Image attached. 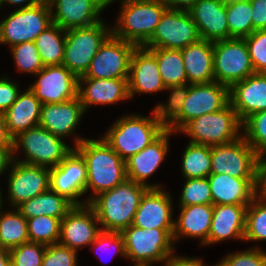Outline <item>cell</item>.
Instances as JSON below:
<instances>
[{"mask_svg":"<svg viewBox=\"0 0 266 266\" xmlns=\"http://www.w3.org/2000/svg\"><path fill=\"white\" fill-rule=\"evenodd\" d=\"M75 149L81 154L87 165L86 193L92 195L86 203L99 193L113 189L127 179L126 161H124L103 138L98 140L75 138Z\"/></svg>","mask_w":266,"mask_h":266,"instance_id":"cell-1","label":"cell"},{"mask_svg":"<svg viewBox=\"0 0 266 266\" xmlns=\"http://www.w3.org/2000/svg\"><path fill=\"white\" fill-rule=\"evenodd\" d=\"M148 186L126 179L113 189L95 196L89 205L94 209L102 231L121 232L134 220Z\"/></svg>","mask_w":266,"mask_h":266,"instance_id":"cell-2","label":"cell"},{"mask_svg":"<svg viewBox=\"0 0 266 266\" xmlns=\"http://www.w3.org/2000/svg\"><path fill=\"white\" fill-rule=\"evenodd\" d=\"M166 128L155 118L139 115L123 116L102 137L126 161L155 141Z\"/></svg>","mask_w":266,"mask_h":266,"instance_id":"cell-3","label":"cell"},{"mask_svg":"<svg viewBox=\"0 0 266 266\" xmlns=\"http://www.w3.org/2000/svg\"><path fill=\"white\" fill-rule=\"evenodd\" d=\"M121 7L112 34L136 46H143L152 37L167 9L162 0H126Z\"/></svg>","mask_w":266,"mask_h":266,"instance_id":"cell-4","label":"cell"},{"mask_svg":"<svg viewBox=\"0 0 266 266\" xmlns=\"http://www.w3.org/2000/svg\"><path fill=\"white\" fill-rule=\"evenodd\" d=\"M174 229H144L130 225L120 232L124 240L126 258L135 265H150L162 262L165 266L171 258L174 247Z\"/></svg>","mask_w":266,"mask_h":266,"instance_id":"cell-5","label":"cell"},{"mask_svg":"<svg viewBox=\"0 0 266 266\" xmlns=\"http://www.w3.org/2000/svg\"><path fill=\"white\" fill-rule=\"evenodd\" d=\"M242 127L236 111L228 103L221 110L196 117L186 123L180 130L191 137L190 142L207 146L228 144L241 136Z\"/></svg>","mask_w":266,"mask_h":266,"instance_id":"cell-6","label":"cell"},{"mask_svg":"<svg viewBox=\"0 0 266 266\" xmlns=\"http://www.w3.org/2000/svg\"><path fill=\"white\" fill-rule=\"evenodd\" d=\"M104 22L88 27L66 30L62 65L67 67L78 78L85 75L91 60L105 40L112 34V28H107Z\"/></svg>","mask_w":266,"mask_h":266,"instance_id":"cell-7","label":"cell"},{"mask_svg":"<svg viewBox=\"0 0 266 266\" xmlns=\"http://www.w3.org/2000/svg\"><path fill=\"white\" fill-rule=\"evenodd\" d=\"M211 173L262 178V158L241 136L231 143L211 146Z\"/></svg>","mask_w":266,"mask_h":266,"instance_id":"cell-8","label":"cell"},{"mask_svg":"<svg viewBox=\"0 0 266 266\" xmlns=\"http://www.w3.org/2000/svg\"><path fill=\"white\" fill-rule=\"evenodd\" d=\"M62 139L40 126L28 129L14 138L13 153L22 148L26 158L16 161L53 168L74 149L66 145Z\"/></svg>","mask_w":266,"mask_h":266,"instance_id":"cell-9","label":"cell"},{"mask_svg":"<svg viewBox=\"0 0 266 266\" xmlns=\"http://www.w3.org/2000/svg\"><path fill=\"white\" fill-rule=\"evenodd\" d=\"M51 24L48 0L32 7H20L0 22V43L12 47L24 42H35L37 36Z\"/></svg>","mask_w":266,"mask_h":266,"instance_id":"cell-10","label":"cell"},{"mask_svg":"<svg viewBox=\"0 0 266 266\" xmlns=\"http://www.w3.org/2000/svg\"><path fill=\"white\" fill-rule=\"evenodd\" d=\"M214 79L228 88L255 73L244 38L213 42Z\"/></svg>","mask_w":266,"mask_h":266,"instance_id":"cell-11","label":"cell"},{"mask_svg":"<svg viewBox=\"0 0 266 266\" xmlns=\"http://www.w3.org/2000/svg\"><path fill=\"white\" fill-rule=\"evenodd\" d=\"M201 39L189 11L167 8L145 48L183 49Z\"/></svg>","mask_w":266,"mask_h":266,"instance_id":"cell-12","label":"cell"},{"mask_svg":"<svg viewBox=\"0 0 266 266\" xmlns=\"http://www.w3.org/2000/svg\"><path fill=\"white\" fill-rule=\"evenodd\" d=\"M228 103L229 88L227 86L216 81L190 84L181 114L166 129L176 133L192 119L217 112Z\"/></svg>","mask_w":266,"mask_h":266,"instance_id":"cell-13","label":"cell"},{"mask_svg":"<svg viewBox=\"0 0 266 266\" xmlns=\"http://www.w3.org/2000/svg\"><path fill=\"white\" fill-rule=\"evenodd\" d=\"M135 48L134 43L111 34L91 60L85 75L79 78H128L130 59Z\"/></svg>","mask_w":266,"mask_h":266,"instance_id":"cell-14","label":"cell"},{"mask_svg":"<svg viewBox=\"0 0 266 266\" xmlns=\"http://www.w3.org/2000/svg\"><path fill=\"white\" fill-rule=\"evenodd\" d=\"M30 90L41 104L63 103L78 97V77L64 65L44 66Z\"/></svg>","mask_w":266,"mask_h":266,"instance_id":"cell-15","label":"cell"},{"mask_svg":"<svg viewBox=\"0 0 266 266\" xmlns=\"http://www.w3.org/2000/svg\"><path fill=\"white\" fill-rule=\"evenodd\" d=\"M87 165L74 148L57 166L50 168V188L74 205H85L79 197L86 193Z\"/></svg>","mask_w":266,"mask_h":266,"instance_id":"cell-16","label":"cell"},{"mask_svg":"<svg viewBox=\"0 0 266 266\" xmlns=\"http://www.w3.org/2000/svg\"><path fill=\"white\" fill-rule=\"evenodd\" d=\"M8 179V198L12 206L38 196L50 188V168L13 160Z\"/></svg>","mask_w":266,"mask_h":266,"instance_id":"cell-17","label":"cell"},{"mask_svg":"<svg viewBox=\"0 0 266 266\" xmlns=\"http://www.w3.org/2000/svg\"><path fill=\"white\" fill-rule=\"evenodd\" d=\"M94 209L89 205H75L61 220L59 244L79 250L91 245L102 231Z\"/></svg>","mask_w":266,"mask_h":266,"instance_id":"cell-18","label":"cell"},{"mask_svg":"<svg viewBox=\"0 0 266 266\" xmlns=\"http://www.w3.org/2000/svg\"><path fill=\"white\" fill-rule=\"evenodd\" d=\"M207 178L212 205L250 204L262 188V178H236L227 173H211Z\"/></svg>","mask_w":266,"mask_h":266,"instance_id":"cell-19","label":"cell"},{"mask_svg":"<svg viewBox=\"0 0 266 266\" xmlns=\"http://www.w3.org/2000/svg\"><path fill=\"white\" fill-rule=\"evenodd\" d=\"M129 98L135 93H153L166 89L160 76L156 56L143 46H136L129 65Z\"/></svg>","mask_w":266,"mask_h":266,"instance_id":"cell-20","label":"cell"},{"mask_svg":"<svg viewBox=\"0 0 266 266\" xmlns=\"http://www.w3.org/2000/svg\"><path fill=\"white\" fill-rule=\"evenodd\" d=\"M172 199L162 188H149L141 198L132 225L144 229H174Z\"/></svg>","mask_w":266,"mask_h":266,"instance_id":"cell-21","label":"cell"},{"mask_svg":"<svg viewBox=\"0 0 266 266\" xmlns=\"http://www.w3.org/2000/svg\"><path fill=\"white\" fill-rule=\"evenodd\" d=\"M52 23L63 30L88 27L99 22V14L105 7L99 0H48ZM55 7V11L53 9Z\"/></svg>","mask_w":266,"mask_h":266,"instance_id":"cell-22","label":"cell"},{"mask_svg":"<svg viewBox=\"0 0 266 266\" xmlns=\"http://www.w3.org/2000/svg\"><path fill=\"white\" fill-rule=\"evenodd\" d=\"M229 103L243 122L251 114L266 110V74L254 73L229 88Z\"/></svg>","mask_w":266,"mask_h":266,"instance_id":"cell-23","label":"cell"},{"mask_svg":"<svg viewBox=\"0 0 266 266\" xmlns=\"http://www.w3.org/2000/svg\"><path fill=\"white\" fill-rule=\"evenodd\" d=\"M188 11L201 39L211 42L229 39L226 0H198Z\"/></svg>","mask_w":266,"mask_h":266,"instance_id":"cell-24","label":"cell"},{"mask_svg":"<svg viewBox=\"0 0 266 266\" xmlns=\"http://www.w3.org/2000/svg\"><path fill=\"white\" fill-rule=\"evenodd\" d=\"M172 133L171 130L166 129L150 145L126 160L127 179L149 188H160V185L146 184L145 180L158 169L165 159L169 146L168 139Z\"/></svg>","mask_w":266,"mask_h":266,"instance_id":"cell-25","label":"cell"},{"mask_svg":"<svg viewBox=\"0 0 266 266\" xmlns=\"http://www.w3.org/2000/svg\"><path fill=\"white\" fill-rule=\"evenodd\" d=\"M85 110L78 97L63 103L43 104L39 126L64 138L77 128Z\"/></svg>","mask_w":266,"mask_h":266,"instance_id":"cell-26","label":"cell"},{"mask_svg":"<svg viewBox=\"0 0 266 266\" xmlns=\"http://www.w3.org/2000/svg\"><path fill=\"white\" fill-rule=\"evenodd\" d=\"M128 78H78V98L84 110L94 104L106 105L128 100ZM85 83V84H84ZM86 85L87 87L83 86Z\"/></svg>","mask_w":266,"mask_h":266,"instance_id":"cell-27","label":"cell"},{"mask_svg":"<svg viewBox=\"0 0 266 266\" xmlns=\"http://www.w3.org/2000/svg\"><path fill=\"white\" fill-rule=\"evenodd\" d=\"M249 204L213 205L208 245L229 238L244 240L246 210Z\"/></svg>","mask_w":266,"mask_h":266,"instance_id":"cell-28","label":"cell"},{"mask_svg":"<svg viewBox=\"0 0 266 266\" xmlns=\"http://www.w3.org/2000/svg\"><path fill=\"white\" fill-rule=\"evenodd\" d=\"M181 213L177 221H174V243L181 236L202 238V245H208V236L213 218L212 204H197L180 206Z\"/></svg>","mask_w":266,"mask_h":266,"instance_id":"cell-29","label":"cell"},{"mask_svg":"<svg viewBox=\"0 0 266 266\" xmlns=\"http://www.w3.org/2000/svg\"><path fill=\"white\" fill-rule=\"evenodd\" d=\"M181 53L189 85L215 81L213 42L200 39L181 49Z\"/></svg>","mask_w":266,"mask_h":266,"instance_id":"cell-30","label":"cell"},{"mask_svg":"<svg viewBox=\"0 0 266 266\" xmlns=\"http://www.w3.org/2000/svg\"><path fill=\"white\" fill-rule=\"evenodd\" d=\"M42 104L28 88L19 93L17 100L3 114L9 133L13 138L20 133L39 126Z\"/></svg>","mask_w":266,"mask_h":266,"instance_id":"cell-31","label":"cell"},{"mask_svg":"<svg viewBox=\"0 0 266 266\" xmlns=\"http://www.w3.org/2000/svg\"><path fill=\"white\" fill-rule=\"evenodd\" d=\"M74 206L65 196L49 188L38 196L21 203L16 209L26 219L46 215L62 220Z\"/></svg>","mask_w":266,"mask_h":266,"instance_id":"cell-32","label":"cell"},{"mask_svg":"<svg viewBox=\"0 0 266 266\" xmlns=\"http://www.w3.org/2000/svg\"><path fill=\"white\" fill-rule=\"evenodd\" d=\"M155 56L165 87L188 83L184 60L179 49L148 48Z\"/></svg>","mask_w":266,"mask_h":266,"instance_id":"cell-33","label":"cell"},{"mask_svg":"<svg viewBox=\"0 0 266 266\" xmlns=\"http://www.w3.org/2000/svg\"><path fill=\"white\" fill-rule=\"evenodd\" d=\"M65 35L66 30L52 23L37 36L35 44L44 66L62 65L65 51Z\"/></svg>","mask_w":266,"mask_h":266,"instance_id":"cell-34","label":"cell"},{"mask_svg":"<svg viewBox=\"0 0 266 266\" xmlns=\"http://www.w3.org/2000/svg\"><path fill=\"white\" fill-rule=\"evenodd\" d=\"M29 242L27 219L16 209L0 211V248L10 250Z\"/></svg>","mask_w":266,"mask_h":266,"instance_id":"cell-35","label":"cell"},{"mask_svg":"<svg viewBox=\"0 0 266 266\" xmlns=\"http://www.w3.org/2000/svg\"><path fill=\"white\" fill-rule=\"evenodd\" d=\"M181 164L186 179L207 178L211 174V146L189 142Z\"/></svg>","mask_w":266,"mask_h":266,"instance_id":"cell-36","label":"cell"},{"mask_svg":"<svg viewBox=\"0 0 266 266\" xmlns=\"http://www.w3.org/2000/svg\"><path fill=\"white\" fill-rule=\"evenodd\" d=\"M251 12L252 6L249 0H226L229 39L244 38L255 31Z\"/></svg>","mask_w":266,"mask_h":266,"instance_id":"cell-37","label":"cell"},{"mask_svg":"<svg viewBox=\"0 0 266 266\" xmlns=\"http://www.w3.org/2000/svg\"><path fill=\"white\" fill-rule=\"evenodd\" d=\"M244 240H266V194L262 191L247 206Z\"/></svg>","mask_w":266,"mask_h":266,"instance_id":"cell-38","label":"cell"},{"mask_svg":"<svg viewBox=\"0 0 266 266\" xmlns=\"http://www.w3.org/2000/svg\"><path fill=\"white\" fill-rule=\"evenodd\" d=\"M27 229L30 242L57 244L60 239L61 219L46 215L29 218Z\"/></svg>","mask_w":266,"mask_h":266,"instance_id":"cell-39","label":"cell"},{"mask_svg":"<svg viewBox=\"0 0 266 266\" xmlns=\"http://www.w3.org/2000/svg\"><path fill=\"white\" fill-rule=\"evenodd\" d=\"M243 137L263 159L266 155V110L251 114L242 122Z\"/></svg>","mask_w":266,"mask_h":266,"instance_id":"cell-40","label":"cell"},{"mask_svg":"<svg viewBox=\"0 0 266 266\" xmlns=\"http://www.w3.org/2000/svg\"><path fill=\"white\" fill-rule=\"evenodd\" d=\"M171 90L168 103H159L153 110L155 118L167 128L180 114L188 96V84L166 87Z\"/></svg>","mask_w":266,"mask_h":266,"instance_id":"cell-41","label":"cell"},{"mask_svg":"<svg viewBox=\"0 0 266 266\" xmlns=\"http://www.w3.org/2000/svg\"><path fill=\"white\" fill-rule=\"evenodd\" d=\"M14 62L19 71L37 74L43 67L35 42H24L11 47Z\"/></svg>","mask_w":266,"mask_h":266,"instance_id":"cell-42","label":"cell"},{"mask_svg":"<svg viewBox=\"0 0 266 266\" xmlns=\"http://www.w3.org/2000/svg\"><path fill=\"white\" fill-rule=\"evenodd\" d=\"M179 200V206L212 204V195L208 178L186 179Z\"/></svg>","mask_w":266,"mask_h":266,"instance_id":"cell-43","label":"cell"},{"mask_svg":"<svg viewBox=\"0 0 266 266\" xmlns=\"http://www.w3.org/2000/svg\"><path fill=\"white\" fill-rule=\"evenodd\" d=\"M46 245L26 242L10 249L11 266H42Z\"/></svg>","mask_w":266,"mask_h":266,"instance_id":"cell-44","label":"cell"},{"mask_svg":"<svg viewBox=\"0 0 266 266\" xmlns=\"http://www.w3.org/2000/svg\"><path fill=\"white\" fill-rule=\"evenodd\" d=\"M255 73L266 74V29L244 37Z\"/></svg>","mask_w":266,"mask_h":266,"instance_id":"cell-45","label":"cell"},{"mask_svg":"<svg viewBox=\"0 0 266 266\" xmlns=\"http://www.w3.org/2000/svg\"><path fill=\"white\" fill-rule=\"evenodd\" d=\"M42 266H77V251L59 243L46 245Z\"/></svg>","mask_w":266,"mask_h":266,"instance_id":"cell-46","label":"cell"},{"mask_svg":"<svg viewBox=\"0 0 266 266\" xmlns=\"http://www.w3.org/2000/svg\"><path fill=\"white\" fill-rule=\"evenodd\" d=\"M223 259L230 266H266V252L258 247L228 254Z\"/></svg>","mask_w":266,"mask_h":266,"instance_id":"cell-47","label":"cell"},{"mask_svg":"<svg viewBox=\"0 0 266 266\" xmlns=\"http://www.w3.org/2000/svg\"><path fill=\"white\" fill-rule=\"evenodd\" d=\"M91 246L95 248L98 247L100 250L105 248V250H107L111 246V249L115 250L123 257H126L124 240L120 232L101 231Z\"/></svg>","mask_w":266,"mask_h":266,"instance_id":"cell-48","label":"cell"},{"mask_svg":"<svg viewBox=\"0 0 266 266\" xmlns=\"http://www.w3.org/2000/svg\"><path fill=\"white\" fill-rule=\"evenodd\" d=\"M21 91L8 77L0 78V113L4 114L17 100Z\"/></svg>","mask_w":266,"mask_h":266,"instance_id":"cell-49","label":"cell"},{"mask_svg":"<svg viewBox=\"0 0 266 266\" xmlns=\"http://www.w3.org/2000/svg\"><path fill=\"white\" fill-rule=\"evenodd\" d=\"M251 18L254 30L266 29V0L251 1Z\"/></svg>","mask_w":266,"mask_h":266,"instance_id":"cell-50","label":"cell"},{"mask_svg":"<svg viewBox=\"0 0 266 266\" xmlns=\"http://www.w3.org/2000/svg\"><path fill=\"white\" fill-rule=\"evenodd\" d=\"M14 147V138L8 131L4 115L0 113V148Z\"/></svg>","mask_w":266,"mask_h":266,"instance_id":"cell-51","label":"cell"},{"mask_svg":"<svg viewBox=\"0 0 266 266\" xmlns=\"http://www.w3.org/2000/svg\"><path fill=\"white\" fill-rule=\"evenodd\" d=\"M14 147H1L0 148V175L4 173V171L8 170V167L11 166L14 160Z\"/></svg>","mask_w":266,"mask_h":266,"instance_id":"cell-52","label":"cell"},{"mask_svg":"<svg viewBox=\"0 0 266 266\" xmlns=\"http://www.w3.org/2000/svg\"><path fill=\"white\" fill-rule=\"evenodd\" d=\"M165 266H204L198 258H183L172 255Z\"/></svg>","mask_w":266,"mask_h":266,"instance_id":"cell-53","label":"cell"},{"mask_svg":"<svg viewBox=\"0 0 266 266\" xmlns=\"http://www.w3.org/2000/svg\"><path fill=\"white\" fill-rule=\"evenodd\" d=\"M167 8L188 11L198 0H162Z\"/></svg>","mask_w":266,"mask_h":266,"instance_id":"cell-54","label":"cell"},{"mask_svg":"<svg viewBox=\"0 0 266 266\" xmlns=\"http://www.w3.org/2000/svg\"><path fill=\"white\" fill-rule=\"evenodd\" d=\"M42 1L43 0H3L4 3L10 4V5L12 4L13 6L17 4L20 5L21 3L27 2L25 5L22 6V8H28V7L35 6Z\"/></svg>","mask_w":266,"mask_h":266,"instance_id":"cell-55","label":"cell"},{"mask_svg":"<svg viewBox=\"0 0 266 266\" xmlns=\"http://www.w3.org/2000/svg\"><path fill=\"white\" fill-rule=\"evenodd\" d=\"M0 266H11L10 251L0 248Z\"/></svg>","mask_w":266,"mask_h":266,"instance_id":"cell-56","label":"cell"},{"mask_svg":"<svg viewBox=\"0 0 266 266\" xmlns=\"http://www.w3.org/2000/svg\"><path fill=\"white\" fill-rule=\"evenodd\" d=\"M261 191L266 194V161H262V188Z\"/></svg>","mask_w":266,"mask_h":266,"instance_id":"cell-57","label":"cell"},{"mask_svg":"<svg viewBox=\"0 0 266 266\" xmlns=\"http://www.w3.org/2000/svg\"><path fill=\"white\" fill-rule=\"evenodd\" d=\"M101 2V4L106 8L109 4H111L112 2H114L115 0H99ZM122 1H126V0H122Z\"/></svg>","mask_w":266,"mask_h":266,"instance_id":"cell-58","label":"cell"},{"mask_svg":"<svg viewBox=\"0 0 266 266\" xmlns=\"http://www.w3.org/2000/svg\"><path fill=\"white\" fill-rule=\"evenodd\" d=\"M215 266H230V265L223 259L218 264H216Z\"/></svg>","mask_w":266,"mask_h":266,"instance_id":"cell-59","label":"cell"},{"mask_svg":"<svg viewBox=\"0 0 266 266\" xmlns=\"http://www.w3.org/2000/svg\"><path fill=\"white\" fill-rule=\"evenodd\" d=\"M1 196H2V193H1V191H0V211L2 210V203H3V202H2L3 200H2V197H1Z\"/></svg>","mask_w":266,"mask_h":266,"instance_id":"cell-60","label":"cell"},{"mask_svg":"<svg viewBox=\"0 0 266 266\" xmlns=\"http://www.w3.org/2000/svg\"><path fill=\"white\" fill-rule=\"evenodd\" d=\"M134 266H151V265H134Z\"/></svg>","mask_w":266,"mask_h":266,"instance_id":"cell-61","label":"cell"},{"mask_svg":"<svg viewBox=\"0 0 266 266\" xmlns=\"http://www.w3.org/2000/svg\"><path fill=\"white\" fill-rule=\"evenodd\" d=\"M3 3H4L3 0H0V6H1Z\"/></svg>","mask_w":266,"mask_h":266,"instance_id":"cell-62","label":"cell"}]
</instances>
